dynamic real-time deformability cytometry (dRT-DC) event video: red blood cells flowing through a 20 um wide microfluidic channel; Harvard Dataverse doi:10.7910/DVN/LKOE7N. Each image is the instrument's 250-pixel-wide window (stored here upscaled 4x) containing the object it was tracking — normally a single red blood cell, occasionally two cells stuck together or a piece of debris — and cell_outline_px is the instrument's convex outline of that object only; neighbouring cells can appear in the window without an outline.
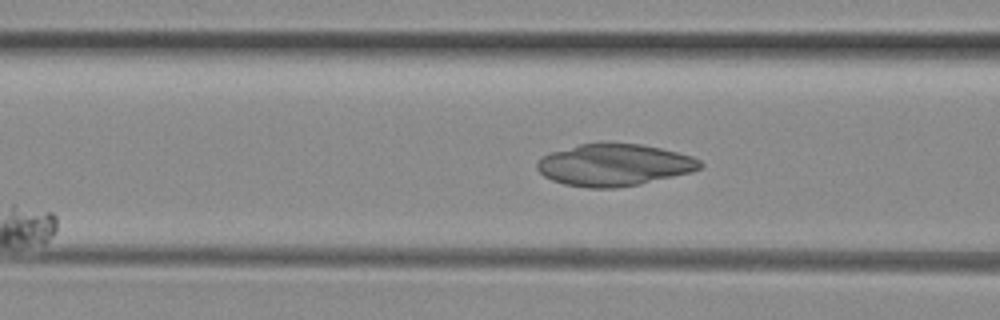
{"species": "common noctule bat (a hibernating species)", "species_latin": "Nyctalus noctula", "temperature_condition": "room temperature", "stored_images_in_passage": 7, "camera_frame_rate_fps": 3000, "um_per_image_px": 0.085, "animal": {"sex": "female", "body_mass_g": 29.2, "forearm_length_mm": 56.3}, "frame": {"image": 1, "passage_image": 7, "time_ms": 2.0, "image_size_px": [1000, 320], "cell_outline_px": [[704, 164], [700, 168], [692, 172], [640, 184], [616, 188], [588, 188], [564, 184], [552, 180], [544, 176], [536, 168], [536, 164], [544, 156], [552, 152], [580, 144], [640, 144], [660, 148], [692, 156], [700, 160]], "centroid_in_image_um": [52.22, 14.04], "position_along_channel_um": 114.4, "area_um2": 39.48}}